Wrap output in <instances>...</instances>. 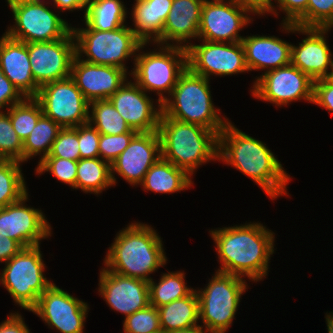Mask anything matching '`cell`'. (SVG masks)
<instances>
[{"mask_svg":"<svg viewBox=\"0 0 333 333\" xmlns=\"http://www.w3.org/2000/svg\"><path fill=\"white\" fill-rule=\"evenodd\" d=\"M220 268L217 271L248 277L253 282L268 274L274 253V232L261 223H246L210 231Z\"/></svg>","mask_w":333,"mask_h":333,"instance_id":"obj_1","label":"cell"},{"mask_svg":"<svg viewBox=\"0 0 333 333\" xmlns=\"http://www.w3.org/2000/svg\"><path fill=\"white\" fill-rule=\"evenodd\" d=\"M218 160L250 177L274 200L287 195L290 175L268 147L230 121L218 135Z\"/></svg>","mask_w":333,"mask_h":333,"instance_id":"obj_2","label":"cell"},{"mask_svg":"<svg viewBox=\"0 0 333 333\" xmlns=\"http://www.w3.org/2000/svg\"><path fill=\"white\" fill-rule=\"evenodd\" d=\"M167 262L161 237L144 223H129L114 238L104 258L107 270L116 274L145 280Z\"/></svg>","mask_w":333,"mask_h":333,"instance_id":"obj_3","label":"cell"},{"mask_svg":"<svg viewBox=\"0 0 333 333\" xmlns=\"http://www.w3.org/2000/svg\"><path fill=\"white\" fill-rule=\"evenodd\" d=\"M161 157L192 176L202 164L218 160V135L209 129L160 116Z\"/></svg>","mask_w":333,"mask_h":333,"instance_id":"obj_4","label":"cell"},{"mask_svg":"<svg viewBox=\"0 0 333 333\" xmlns=\"http://www.w3.org/2000/svg\"><path fill=\"white\" fill-rule=\"evenodd\" d=\"M209 81L187 67L180 75L171 97L162 103V113L168 118L196 124L219 135L229 120L227 117L222 119L220 109L214 107Z\"/></svg>","mask_w":333,"mask_h":333,"instance_id":"obj_5","label":"cell"},{"mask_svg":"<svg viewBox=\"0 0 333 333\" xmlns=\"http://www.w3.org/2000/svg\"><path fill=\"white\" fill-rule=\"evenodd\" d=\"M147 44H142L138 54L134 56V68L131 70L134 82L146 93L157 92V104H162L167 96L172 93L180 75L187 69L186 48L175 45H157L158 51L150 50L143 53L141 49ZM157 51V52H156Z\"/></svg>","mask_w":333,"mask_h":333,"instance_id":"obj_6","label":"cell"},{"mask_svg":"<svg viewBox=\"0 0 333 333\" xmlns=\"http://www.w3.org/2000/svg\"><path fill=\"white\" fill-rule=\"evenodd\" d=\"M204 289L196 290L199 317L209 333H225L232 325L247 283L243 277L216 271Z\"/></svg>","mask_w":333,"mask_h":333,"instance_id":"obj_7","label":"cell"},{"mask_svg":"<svg viewBox=\"0 0 333 333\" xmlns=\"http://www.w3.org/2000/svg\"><path fill=\"white\" fill-rule=\"evenodd\" d=\"M86 28L72 27L76 42V55L88 63L113 66L128 70L124 61L136 56L143 44L127 25L112 31L92 29L86 22ZM133 55V56H132Z\"/></svg>","mask_w":333,"mask_h":333,"instance_id":"obj_8","label":"cell"},{"mask_svg":"<svg viewBox=\"0 0 333 333\" xmlns=\"http://www.w3.org/2000/svg\"><path fill=\"white\" fill-rule=\"evenodd\" d=\"M43 262L40 245L25 247L1 270L0 284L7 289L14 302L25 310L30 311L42 293L53 284L44 276Z\"/></svg>","mask_w":333,"mask_h":333,"instance_id":"obj_9","label":"cell"},{"mask_svg":"<svg viewBox=\"0 0 333 333\" xmlns=\"http://www.w3.org/2000/svg\"><path fill=\"white\" fill-rule=\"evenodd\" d=\"M8 5L15 25L8 27L5 33L13 39L24 43L48 42L65 38L72 32V26L45 3L14 2Z\"/></svg>","mask_w":333,"mask_h":333,"instance_id":"obj_10","label":"cell"},{"mask_svg":"<svg viewBox=\"0 0 333 333\" xmlns=\"http://www.w3.org/2000/svg\"><path fill=\"white\" fill-rule=\"evenodd\" d=\"M35 98L43 114L62 128L77 127L89 120V102L71 77L42 85Z\"/></svg>","mask_w":333,"mask_h":333,"instance_id":"obj_11","label":"cell"},{"mask_svg":"<svg viewBox=\"0 0 333 333\" xmlns=\"http://www.w3.org/2000/svg\"><path fill=\"white\" fill-rule=\"evenodd\" d=\"M313 91L314 81L292 63L263 73L251 89L253 97L280 107L302 99L313 103Z\"/></svg>","mask_w":333,"mask_h":333,"instance_id":"obj_12","label":"cell"},{"mask_svg":"<svg viewBox=\"0 0 333 333\" xmlns=\"http://www.w3.org/2000/svg\"><path fill=\"white\" fill-rule=\"evenodd\" d=\"M202 41L190 42L187 51V66L195 74L210 80V75H235L248 72L242 42L221 43Z\"/></svg>","mask_w":333,"mask_h":333,"instance_id":"obj_13","label":"cell"},{"mask_svg":"<svg viewBox=\"0 0 333 333\" xmlns=\"http://www.w3.org/2000/svg\"><path fill=\"white\" fill-rule=\"evenodd\" d=\"M251 12L232 0H204L198 40L235 43L243 36L238 33L251 23Z\"/></svg>","mask_w":333,"mask_h":333,"instance_id":"obj_14","label":"cell"},{"mask_svg":"<svg viewBox=\"0 0 333 333\" xmlns=\"http://www.w3.org/2000/svg\"><path fill=\"white\" fill-rule=\"evenodd\" d=\"M88 309L87 303L53 283L30 311L61 333H84Z\"/></svg>","mask_w":333,"mask_h":333,"instance_id":"obj_15","label":"cell"},{"mask_svg":"<svg viewBox=\"0 0 333 333\" xmlns=\"http://www.w3.org/2000/svg\"><path fill=\"white\" fill-rule=\"evenodd\" d=\"M27 48L32 75L40 87L71 76V66L76 55L73 32L56 41L27 43Z\"/></svg>","mask_w":333,"mask_h":333,"instance_id":"obj_16","label":"cell"},{"mask_svg":"<svg viewBox=\"0 0 333 333\" xmlns=\"http://www.w3.org/2000/svg\"><path fill=\"white\" fill-rule=\"evenodd\" d=\"M282 31L306 35L299 46L291 45V63L313 81L333 76L332 52L325 34L331 28H305L291 23H281ZM330 67V68H329ZM330 69V70H328ZM330 71V72H328Z\"/></svg>","mask_w":333,"mask_h":333,"instance_id":"obj_17","label":"cell"},{"mask_svg":"<svg viewBox=\"0 0 333 333\" xmlns=\"http://www.w3.org/2000/svg\"><path fill=\"white\" fill-rule=\"evenodd\" d=\"M28 193L18 202L0 208V233L23 248L40 245L51 236V225L39 209L27 207Z\"/></svg>","mask_w":333,"mask_h":333,"instance_id":"obj_18","label":"cell"},{"mask_svg":"<svg viewBox=\"0 0 333 333\" xmlns=\"http://www.w3.org/2000/svg\"><path fill=\"white\" fill-rule=\"evenodd\" d=\"M161 157L158 131L138 132L128 147L111 163V177L116 185V174L133 186L140 185L150 167Z\"/></svg>","mask_w":333,"mask_h":333,"instance_id":"obj_19","label":"cell"},{"mask_svg":"<svg viewBox=\"0 0 333 333\" xmlns=\"http://www.w3.org/2000/svg\"><path fill=\"white\" fill-rule=\"evenodd\" d=\"M150 98L135 82L127 79L108 100L131 129L152 132L158 131L162 104L155 105L156 108Z\"/></svg>","mask_w":333,"mask_h":333,"instance_id":"obj_20","label":"cell"},{"mask_svg":"<svg viewBox=\"0 0 333 333\" xmlns=\"http://www.w3.org/2000/svg\"><path fill=\"white\" fill-rule=\"evenodd\" d=\"M99 275L100 295L111 309L122 313L125 318L150 305L147 281L125 277L106 268L101 269Z\"/></svg>","mask_w":333,"mask_h":333,"instance_id":"obj_21","label":"cell"},{"mask_svg":"<svg viewBox=\"0 0 333 333\" xmlns=\"http://www.w3.org/2000/svg\"><path fill=\"white\" fill-rule=\"evenodd\" d=\"M127 75L124 69L88 63L75 55L70 77L90 103L108 100L127 81Z\"/></svg>","mask_w":333,"mask_h":333,"instance_id":"obj_22","label":"cell"},{"mask_svg":"<svg viewBox=\"0 0 333 333\" xmlns=\"http://www.w3.org/2000/svg\"><path fill=\"white\" fill-rule=\"evenodd\" d=\"M0 70L24 97H36L40 86L34 81L27 43L9 37L0 38Z\"/></svg>","mask_w":333,"mask_h":333,"instance_id":"obj_23","label":"cell"},{"mask_svg":"<svg viewBox=\"0 0 333 333\" xmlns=\"http://www.w3.org/2000/svg\"><path fill=\"white\" fill-rule=\"evenodd\" d=\"M203 2L204 0H173L164 22L162 45L174 44L187 48L192 38H198Z\"/></svg>","mask_w":333,"mask_h":333,"instance_id":"obj_24","label":"cell"},{"mask_svg":"<svg viewBox=\"0 0 333 333\" xmlns=\"http://www.w3.org/2000/svg\"><path fill=\"white\" fill-rule=\"evenodd\" d=\"M241 42L249 71L264 70L265 73L291 63L292 44L274 35L246 36Z\"/></svg>","mask_w":333,"mask_h":333,"instance_id":"obj_25","label":"cell"},{"mask_svg":"<svg viewBox=\"0 0 333 333\" xmlns=\"http://www.w3.org/2000/svg\"><path fill=\"white\" fill-rule=\"evenodd\" d=\"M173 0H142L134 3L132 18L137 38L143 44L154 42L162 45L164 22L169 14Z\"/></svg>","mask_w":333,"mask_h":333,"instance_id":"obj_26","label":"cell"},{"mask_svg":"<svg viewBox=\"0 0 333 333\" xmlns=\"http://www.w3.org/2000/svg\"><path fill=\"white\" fill-rule=\"evenodd\" d=\"M193 184L191 176L183 169L160 157L147 171L142 183L143 190L155 193H176Z\"/></svg>","mask_w":333,"mask_h":333,"instance_id":"obj_27","label":"cell"},{"mask_svg":"<svg viewBox=\"0 0 333 333\" xmlns=\"http://www.w3.org/2000/svg\"><path fill=\"white\" fill-rule=\"evenodd\" d=\"M161 330L171 332L198 325L199 301L196 289L183 298L158 307Z\"/></svg>","mask_w":333,"mask_h":333,"instance_id":"obj_28","label":"cell"},{"mask_svg":"<svg viewBox=\"0 0 333 333\" xmlns=\"http://www.w3.org/2000/svg\"><path fill=\"white\" fill-rule=\"evenodd\" d=\"M121 0H91L84 14V22L92 29L112 31L124 26L127 8Z\"/></svg>","mask_w":333,"mask_h":333,"instance_id":"obj_29","label":"cell"},{"mask_svg":"<svg viewBox=\"0 0 333 333\" xmlns=\"http://www.w3.org/2000/svg\"><path fill=\"white\" fill-rule=\"evenodd\" d=\"M114 186L111 177V164L100 157L84 158L77 161L76 189L98 195Z\"/></svg>","mask_w":333,"mask_h":333,"instance_id":"obj_30","label":"cell"},{"mask_svg":"<svg viewBox=\"0 0 333 333\" xmlns=\"http://www.w3.org/2000/svg\"><path fill=\"white\" fill-rule=\"evenodd\" d=\"M149 286V304L156 308L172 301L189 296L195 289L189 288L182 271L163 273L158 283L151 279Z\"/></svg>","mask_w":333,"mask_h":333,"instance_id":"obj_31","label":"cell"},{"mask_svg":"<svg viewBox=\"0 0 333 333\" xmlns=\"http://www.w3.org/2000/svg\"><path fill=\"white\" fill-rule=\"evenodd\" d=\"M62 127L42 114L30 135L23 142V162L41 155L40 161L48 156L52 144Z\"/></svg>","mask_w":333,"mask_h":333,"instance_id":"obj_32","label":"cell"},{"mask_svg":"<svg viewBox=\"0 0 333 333\" xmlns=\"http://www.w3.org/2000/svg\"><path fill=\"white\" fill-rule=\"evenodd\" d=\"M88 122L100 134L138 133L131 129L109 100H95L89 103Z\"/></svg>","mask_w":333,"mask_h":333,"instance_id":"obj_33","label":"cell"},{"mask_svg":"<svg viewBox=\"0 0 333 333\" xmlns=\"http://www.w3.org/2000/svg\"><path fill=\"white\" fill-rule=\"evenodd\" d=\"M20 165L19 161L0 159V208L18 202L28 193Z\"/></svg>","mask_w":333,"mask_h":333,"instance_id":"obj_34","label":"cell"},{"mask_svg":"<svg viewBox=\"0 0 333 333\" xmlns=\"http://www.w3.org/2000/svg\"><path fill=\"white\" fill-rule=\"evenodd\" d=\"M13 129L24 142L33 131L39 117L43 114L42 107L35 97H25L21 102L12 105L8 110Z\"/></svg>","mask_w":333,"mask_h":333,"instance_id":"obj_35","label":"cell"},{"mask_svg":"<svg viewBox=\"0 0 333 333\" xmlns=\"http://www.w3.org/2000/svg\"><path fill=\"white\" fill-rule=\"evenodd\" d=\"M2 111H0V159L23 163V141L13 129L9 114Z\"/></svg>","mask_w":333,"mask_h":333,"instance_id":"obj_36","label":"cell"},{"mask_svg":"<svg viewBox=\"0 0 333 333\" xmlns=\"http://www.w3.org/2000/svg\"><path fill=\"white\" fill-rule=\"evenodd\" d=\"M124 333H156L161 330L158 309L148 305L145 309L139 310L123 321Z\"/></svg>","mask_w":333,"mask_h":333,"instance_id":"obj_37","label":"cell"},{"mask_svg":"<svg viewBox=\"0 0 333 333\" xmlns=\"http://www.w3.org/2000/svg\"><path fill=\"white\" fill-rule=\"evenodd\" d=\"M37 174L51 173L58 181L76 189L77 161L57 157H45L35 168Z\"/></svg>","mask_w":333,"mask_h":333,"instance_id":"obj_38","label":"cell"},{"mask_svg":"<svg viewBox=\"0 0 333 333\" xmlns=\"http://www.w3.org/2000/svg\"><path fill=\"white\" fill-rule=\"evenodd\" d=\"M47 157H57L78 161L80 159L78 126L62 128Z\"/></svg>","mask_w":333,"mask_h":333,"instance_id":"obj_39","label":"cell"},{"mask_svg":"<svg viewBox=\"0 0 333 333\" xmlns=\"http://www.w3.org/2000/svg\"><path fill=\"white\" fill-rule=\"evenodd\" d=\"M333 27V0H309L307 28Z\"/></svg>","mask_w":333,"mask_h":333,"instance_id":"obj_40","label":"cell"},{"mask_svg":"<svg viewBox=\"0 0 333 333\" xmlns=\"http://www.w3.org/2000/svg\"><path fill=\"white\" fill-rule=\"evenodd\" d=\"M137 133H124L120 135L100 134L99 157L110 164L128 147L130 141Z\"/></svg>","mask_w":333,"mask_h":333,"instance_id":"obj_41","label":"cell"},{"mask_svg":"<svg viewBox=\"0 0 333 333\" xmlns=\"http://www.w3.org/2000/svg\"><path fill=\"white\" fill-rule=\"evenodd\" d=\"M100 133L89 123L78 126L80 159L99 157Z\"/></svg>","mask_w":333,"mask_h":333,"instance_id":"obj_42","label":"cell"},{"mask_svg":"<svg viewBox=\"0 0 333 333\" xmlns=\"http://www.w3.org/2000/svg\"><path fill=\"white\" fill-rule=\"evenodd\" d=\"M274 2L278 4L277 8L279 7L283 13H286L282 22L307 28V4L309 0H274Z\"/></svg>","mask_w":333,"mask_h":333,"instance_id":"obj_43","label":"cell"},{"mask_svg":"<svg viewBox=\"0 0 333 333\" xmlns=\"http://www.w3.org/2000/svg\"><path fill=\"white\" fill-rule=\"evenodd\" d=\"M313 104L333 113V76L314 81Z\"/></svg>","mask_w":333,"mask_h":333,"instance_id":"obj_44","label":"cell"},{"mask_svg":"<svg viewBox=\"0 0 333 333\" xmlns=\"http://www.w3.org/2000/svg\"><path fill=\"white\" fill-rule=\"evenodd\" d=\"M25 97L11 83V81L0 70V111L7 110L16 103L21 102Z\"/></svg>","mask_w":333,"mask_h":333,"instance_id":"obj_45","label":"cell"},{"mask_svg":"<svg viewBox=\"0 0 333 333\" xmlns=\"http://www.w3.org/2000/svg\"><path fill=\"white\" fill-rule=\"evenodd\" d=\"M239 6L248 9L252 14L264 15L265 13H272L277 16L279 12L275 10V5L272 0H232ZM274 5V6H273Z\"/></svg>","mask_w":333,"mask_h":333,"instance_id":"obj_46","label":"cell"},{"mask_svg":"<svg viewBox=\"0 0 333 333\" xmlns=\"http://www.w3.org/2000/svg\"><path fill=\"white\" fill-rule=\"evenodd\" d=\"M0 333H30L24 318L18 313H10L5 321L0 323Z\"/></svg>","mask_w":333,"mask_h":333,"instance_id":"obj_47","label":"cell"},{"mask_svg":"<svg viewBox=\"0 0 333 333\" xmlns=\"http://www.w3.org/2000/svg\"><path fill=\"white\" fill-rule=\"evenodd\" d=\"M23 247L15 240L0 233V262H7Z\"/></svg>","mask_w":333,"mask_h":333,"instance_id":"obj_48","label":"cell"},{"mask_svg":"<svg viewBox=\"0 0 333 333\" xmlns=\"http://www.w3.org/2000/svg\"><path fill=\"white\" fill-rule=\"evenodd\" d=\"M54 7L58 8L57 10L64 11H73V10H84L86 12L87 6L91 0H52Z\"/></svg>","mask_w":333,"mask_h":333,"instance_id":"obj_49","label":"cell"},{"mask_svg":"<svg viewBox=\"0 0 333 333\" xmlns=\"http://www.w3.org/2000/svg\"><path fill=\"white\" fill-rule=\"evenodd\" d=\"M201 325H194L191 326L189 328H185V329H179V330H175V331H171L168 333H209L205 328Z\"/></svg>","mask_w":333,"mask_h":333,"instance_id":"obj_50","label":"cell"},{"mask_svg":"<svg viewBox=\"0 0 333 333\" xmlns=\"http://www.w3.org/2000/svg\"><path fill=\"white\" fill-rule=\"evenodd\" d=\"M326 324L328 333H333V312H329V314L326 313Z\"/></svg>","mask_w":333,"mask_h":333,"instance_id":"obj_51","label":"cell"},{"mask_svg":"<svg viewBox=\"0 0 333 333\" xmlns=\"http://www.w3.org/2000/svg\"><path fill=\"white\" fill-rule=\"evenodd\" d=\"M8 3H14V2H26V3H32V4H43L45 3L44 0H7Z\"/></svg>","mask_w":333,"mask_h":333,"instance_id":"obj_52","label":"cell"},{"mask_svg":"<svg viewBox=\"0 0 333 333\" xmlns=\"http://www.w3.org/2000/svg\"><path fill=\"white\" fill-rule=\"evenodd\" d=\"M156 333H167V332L160 330L159 332H156Z\"/></svg>","mask_w":333,"mask_h":333,"instance_id":"obj_53","label":"cell"}]
</instances>
